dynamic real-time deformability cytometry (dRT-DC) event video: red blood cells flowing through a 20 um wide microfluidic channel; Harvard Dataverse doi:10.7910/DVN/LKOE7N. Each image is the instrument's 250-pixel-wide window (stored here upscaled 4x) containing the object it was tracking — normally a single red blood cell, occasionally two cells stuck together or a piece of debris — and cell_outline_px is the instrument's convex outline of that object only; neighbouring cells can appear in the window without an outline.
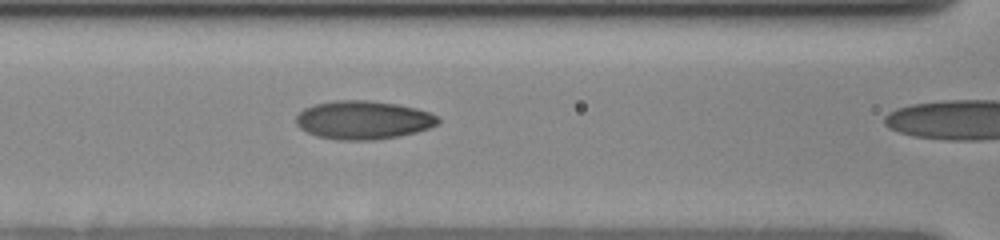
{"species": "human", "species_latin": "Homo sapiens", "temperature_condition": "cold", "stored_images_in_passage": 9, "camera_frame_rate_fps": 3000, "um_per_image_px": 0.085, "donor": {"sex": "female"}, "frame": {"image": 1, "passage_image": 8, "time_ms": 6.667, "image_size_px": [1000, 240], "cell_outline_px": [[440, 120], [436, 124], [428, 128], [416, 132], [400, 136], [372, 140], [336, 140], [316, 136], [300, 128], [296, 124], [296, 116], [304, 108], [316, 104], [336, 100], [368, 100], [396, 104], [416, 108], [428, 112], [436, 116]], "centroid_in_image_um": [30.85, 10.2], "position_along_channel_um": 135.8, "area_um2": 31.73}}